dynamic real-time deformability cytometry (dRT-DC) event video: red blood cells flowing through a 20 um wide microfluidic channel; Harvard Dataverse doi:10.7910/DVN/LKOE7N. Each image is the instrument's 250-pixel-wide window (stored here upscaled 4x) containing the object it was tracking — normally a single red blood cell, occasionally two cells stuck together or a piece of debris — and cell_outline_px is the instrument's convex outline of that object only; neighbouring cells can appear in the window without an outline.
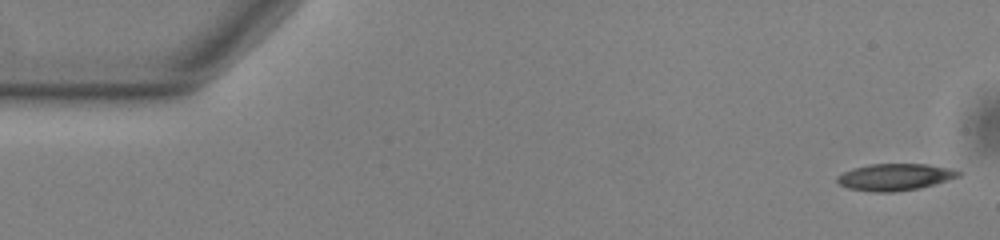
{"species": "common noctule bat (a hibernating species)", "species_latin": "Nyctalus noctula", "temperature_condition": "warm", "stored_images_in_passage": 53, "camera_frame_rate_fps": 3000, "um_per_image_px": 0.085, "animal": {"sex": "male", "body_mass_g": 13.0, "forearm_length_mm": 53.1}, "frame": {"image": 1, "passage_image": 1, "time_ms": 0.0, "image_size_px": [1000, 240], "cell_outline_px": [[964, 172], [960, 176], [948, 180], [920, 188], [892, 192], [872, 192], [848, 188], [840, 184], [836, 180], [836, 176], [852, 168], [868, 164], [928, 164], [952, 168]], "centroid_in_image_um": [76.09, 15.04], "position_along_channel_um": 8.9, "area_um2": 19.13}}
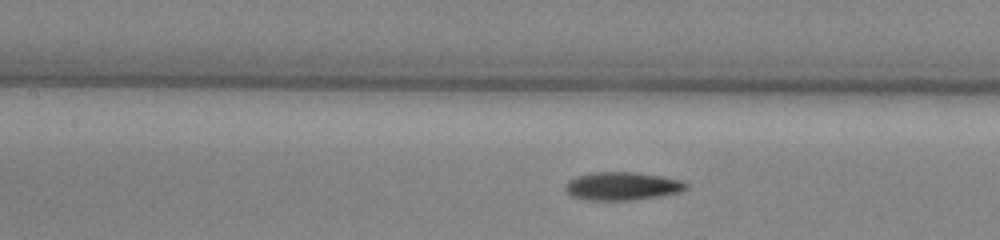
{"frame": {"image": 2, "passage_image": 23, "time_ms": 7.333, "image_size_px": [1000, 240], "cell_outline_px": [[688, 188], [684, 192], [660, 196], [632, 200], [592, 200], [572, 196], [564, 188], [564, 184], [568, 180], [576, 176], [592, 172], [632, 172], [660, 176], [684, 180], [688, 184]], "centroid_in_image_um": [52.93, 15.81], "position_along_channel_um": 154.5, "area_um2": 20.0}}
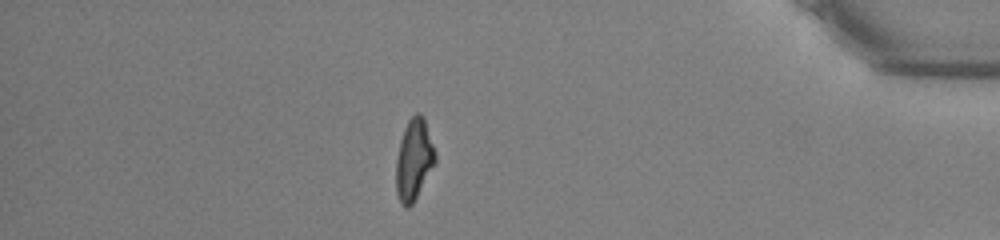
{"frame": {"image": 3, "passage_image": 46, "time_ms": 15.0, "image_size_px": [1000, 240], "cell_outline_px": [[436, 164], [412, 204], [408, 208], [404, 208], [400, 204], [396, 192], [396, 160], [400, 140], [404, 128], [408, 120], [416, 112], [420, 112], [424, 116], [436, 152]], "centroid_in_image_um": [35.19, 13.57], "position_along_channel_um": 400.0, "area_um2": 18.9}, "authors_computed_cell_mechanics": {"area_um2": 19.1318, "velocity_mm_per_s": 3.7753, "shape_relaxation_time_tau1_ms": 4.7581, "shape_relaxation_time_tau2_ms": null, "deformation_change_tau1": 0.1712, "deformation_change_tau2": null}}